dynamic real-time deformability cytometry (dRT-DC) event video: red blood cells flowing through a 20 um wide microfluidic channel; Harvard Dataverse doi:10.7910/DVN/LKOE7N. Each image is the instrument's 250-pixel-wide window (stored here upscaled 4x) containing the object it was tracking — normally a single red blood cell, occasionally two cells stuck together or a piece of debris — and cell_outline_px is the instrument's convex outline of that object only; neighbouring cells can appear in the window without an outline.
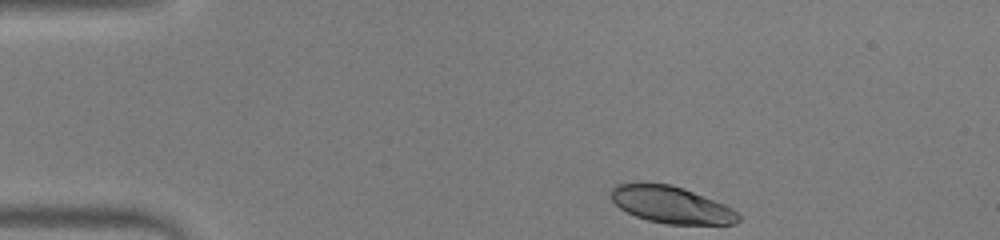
{"species": "human", "species_latin": "Homo sapiens", "temperature_condition": "warm", "stored_images_in_passage": 45, "camera_frame_rate_fps": 3000, "um_per_image_px": 0.085, "donor": {"sex": "male"}, "frame": {"image": 1, "passage_image": 1, "time_ms": 0.0, "image_size_px": [1000, 240], "cell_outline_px": [[740, 220], [736, 224], [668, 224], [648, 220], [636, 216], [620, 208], [612, 200], [612, 188], [616, 184], [672, 184], [684, 188], [724, 204], [732, 208], [740, 216]], "centroid_in_image_um": [57.1, 17.42], "position_along_channel_um": 27.9, "area_um2": 26.99}}
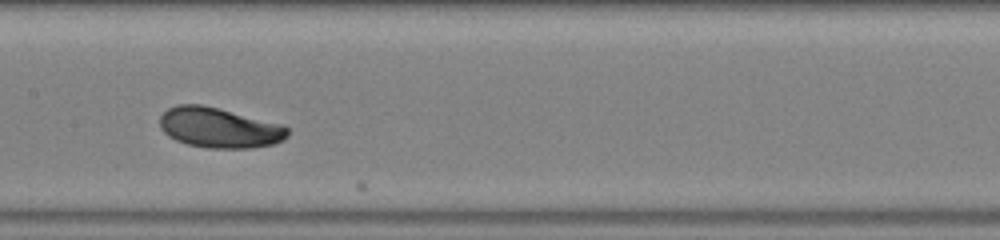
{"frame": {"image": 2, "passage_image": 19, "time_ms": 6.0, "image_size_px": [1000, 240], "cell_outline_px": [[288, 136], [272, 144], [252, 148], [208, 148], [188, 144], [176, 140], [168, 136], [160, 128], [160, 116], [168, 108], [176, 104], [200, 104], [284, 124], [288, 128]], "centroid_in_image_um": [18.62, 10.85], "position_along_channel_um": 188.8, "area_um2": 29.88}}
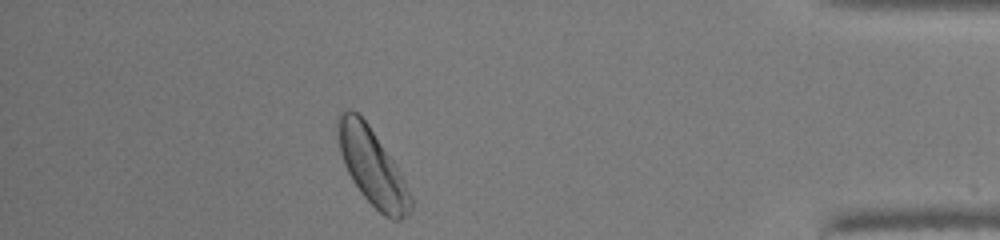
{"frame": {"image": 3, "passage_image": 39, "time_ms": 12.667, "image_size_px": [1000, 240], "cell_outline_px": [[412, 208], [408, 216], [400, 220], [392, 220], [384, 216], [360, 192], [352, 180], [344, 164], [340, 152], [336, 136], [336, 116], [344, 108], [352, 108], [368, 124], [396, 164], [412, 196]], "centroid_in_image_um": [31.62, 14.15], "position_along_channel_um": 403.6, "area_um2": 32.77}, "authors_computed_cell_mechanics": {"area_um2": 29.7092, "velocity_mm_per_s": 3.88, "shape_relaxation_time_tau1_ms": 1.5492, "shape_relaxation_time_tau2_ms": null, "deformation_change_tau1": 0.0841, "deformation_change_tau2": null}}